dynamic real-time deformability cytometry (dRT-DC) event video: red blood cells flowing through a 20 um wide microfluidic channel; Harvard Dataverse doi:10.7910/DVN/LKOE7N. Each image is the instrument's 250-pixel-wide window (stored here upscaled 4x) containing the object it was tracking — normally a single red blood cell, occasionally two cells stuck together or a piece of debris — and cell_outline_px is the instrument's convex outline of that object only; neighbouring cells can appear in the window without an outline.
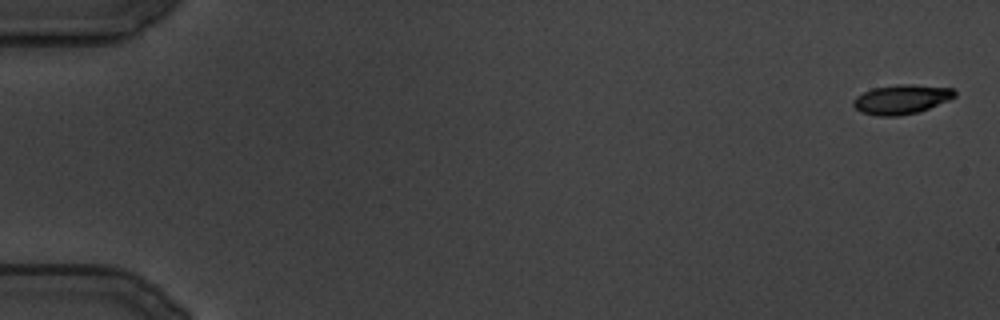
{"species": "common noctule bat (a hibernating species)", "species_latin": "Nyctalus noctula", "temperature_condition": "cold", "stored_images_in_passage": 124, "camera_frame_rate_fps": 3000, "um_per_image_px": 0.085, "animal": {"sex": "male", "body_mass_g": 19.5, "forearm_length_mm": 54.6}, "frame": {"image": 1, "passage_image": 1, "time_ms": 0.0, "image_size_px": [1000, 320], "cell_outline_px": [[956, 96], [948, 100], [928, 108], [916, 112], [896, 116], [876, 116], [860, 112], [852, 104], [852, 100], [856, 96], [872, 88], [896, 84], [912, 84], [952, 88], [956, 92]], "centroid_in_image_um": [76.58, 8.43], "position_along_channel_um": 8.4, "area_um2": 17.34}}
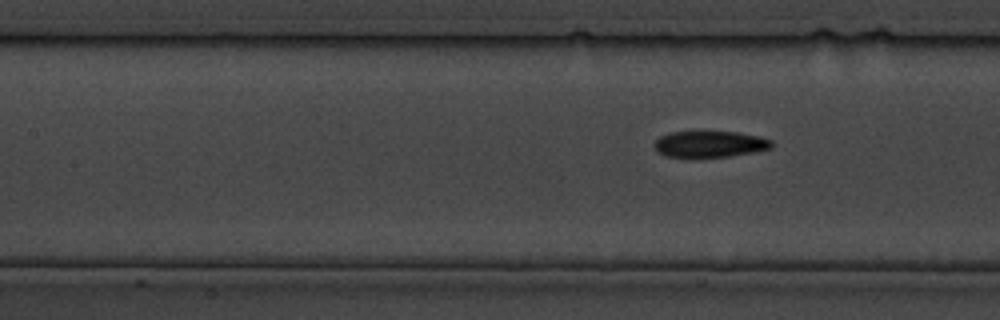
{"frame": {"image": 2, "passage_image": 55, "time_ms": 18.0, "image_size_px": [1000, 320], "cell_outline_px": [[772, 148], [752, 152], [728, 156], [692, 160], [664, 156], [656, 152], [652, 144], [660, 136], [668, 132], [736, 132], [760, 136], [772, 140]], "centroid_in_image_um": [60.24, 12.29], "position_along_channel_um": 147.2, "area_um2": 18.73}}
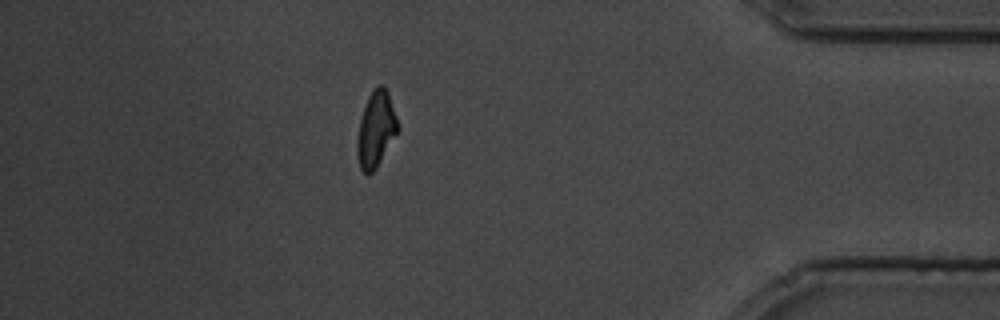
{"frame": {"image": 3, "passage_image": 109, "time_ms": 36.0, "image_size_px": [1000, 320], "cell_outline_px": [[400, 128], [376, 168], [368, 176], [360, 168], [356, 152], [356, 140], [360, 120], [368, 96], [376, 84], [384, 84], [388, 92]], "centroid_in_image_um": [31.95, 10.97], "position_along_channel_um": 403.3, "area_um2": 18.03}}